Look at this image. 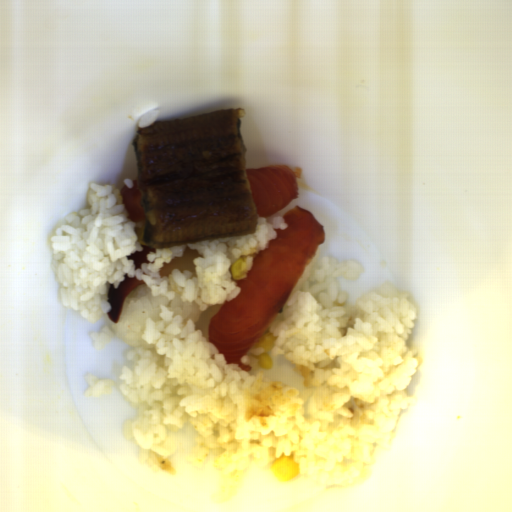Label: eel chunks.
Returning <instances> with one entry per match:
<instances>
[{"label":"eel chunks","mask_w":512,"mask_h":512,"mask_svg":"<svg viewBox=\"0 0 512 512\" xmlns=\"http://www.w3.org/2000/svg\"><path fill=\"white\" fill-rule=\"evenodd\" d=\"M244 108L138 126L133 140L143 212L139 242L163 249L253 235Z\"/></svg>","instance_id":"4dd315ae"}]
</instances>
